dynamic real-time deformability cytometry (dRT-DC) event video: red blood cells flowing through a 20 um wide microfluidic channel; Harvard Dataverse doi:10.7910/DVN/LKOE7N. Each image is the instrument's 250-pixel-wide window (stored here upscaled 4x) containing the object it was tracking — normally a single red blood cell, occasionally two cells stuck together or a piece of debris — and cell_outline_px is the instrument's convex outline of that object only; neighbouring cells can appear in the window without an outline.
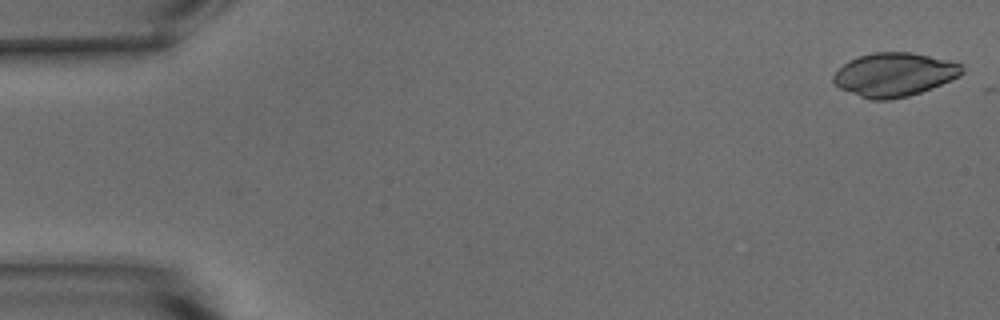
{"species": "common noctule bat (a hibernating species)", "species_latin": "Nyctalus noctula", "temperature_condition": "warm", "stored_images_in_passage": 3, "camera_frame_rate_fps": 3000, "um_per_image_px": 0.085, "animal": {"sex": "male", "body_mass_g": 15.6}, "frame": {"image": 1, "passage_image": 1, "time_ms": 0.0, "image_size_px": [1000, 320], "cell_outline_px": [[964, 72], [960, 76], [952, 80], [920, 92], [908, 96], [888, 100], [868, 100], [840, 88], [832, 80], [832, 76], [848, 60], [872, 52], [912, 52], [948, 60], [960, 64]], "centroid_in_image_um": [76.01, 6.34], "position_along_channel_um": 9.0, "area_um2": 32.66}}